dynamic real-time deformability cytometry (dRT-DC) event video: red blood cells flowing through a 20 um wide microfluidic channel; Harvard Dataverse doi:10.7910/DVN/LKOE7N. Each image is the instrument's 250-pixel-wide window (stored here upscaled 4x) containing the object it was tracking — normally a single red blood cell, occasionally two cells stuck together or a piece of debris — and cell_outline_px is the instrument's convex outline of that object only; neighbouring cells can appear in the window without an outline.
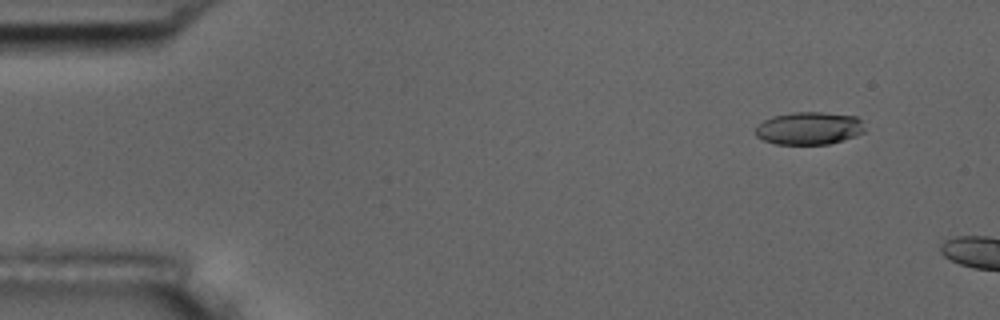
{"species": "common noctule bat (a hibernating species)", "species_latin": "Nyctalus noctula", "temperature_condition": "room temperature", "stored_images_in_passage": 4, "camera_frame_rate_fps": 3000, "um_per_image_px": 0.085, "animal": {"sex": "male", "body_mass_g": 17.5, "forearm_length_mm": 52.3}, "frame": {"image": 1, "passage_image": 2, "time_ms": 1.333, "image_size_px": [1000, 320], "cell_outline_px": [[864, 132], [856, 136], [844, 140], [828, 144], [776, 144], [764, 140], [756, 136], [756, 128], [764, 120], [772, 116], [792, 112], [820, 112], [856, 116], [860, 120], [864, 128]], "centroid_in_image_um": [68.78, 10.9], "position_along_channel_um": 16.2, "area_um2": 20.75}}